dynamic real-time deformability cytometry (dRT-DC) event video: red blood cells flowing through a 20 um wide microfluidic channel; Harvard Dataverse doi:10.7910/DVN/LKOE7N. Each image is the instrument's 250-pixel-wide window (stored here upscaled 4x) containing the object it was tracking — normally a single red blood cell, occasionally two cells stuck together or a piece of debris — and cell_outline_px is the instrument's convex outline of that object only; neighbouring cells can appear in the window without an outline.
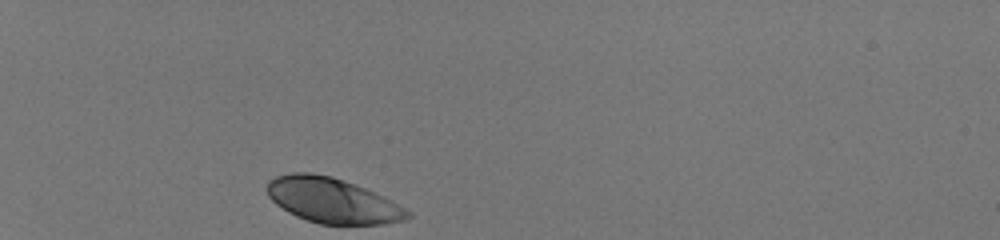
{"species": "human", "species_latin": "Homo sapiens", "temperature_condition": "room temperature", "stored_images_in_passage": 30, "camera_frame_rate_fps": 3000, "um_per_image_px": 0.085, "donor": {"sex": "male"}, "frame": {"image": 1, "passage_image": 1, "time_ms": 0.0, "image_size_px": [1000, 240], "cell_outline_px": [[412, 216], [404, 220], [384, 224], [320, 224], [296, 216], [288, 212], [276, 204], [268, 196], [264, 188], [268, 180], [276, 176], [292, 172], [312, 172], [332, 176], [364, 188], [384, 196], [412, 212]], "centroid_in_image_um": [28.22, 17.03], "position_along_channel_um": 56.8, "area_um2": 37.11}}
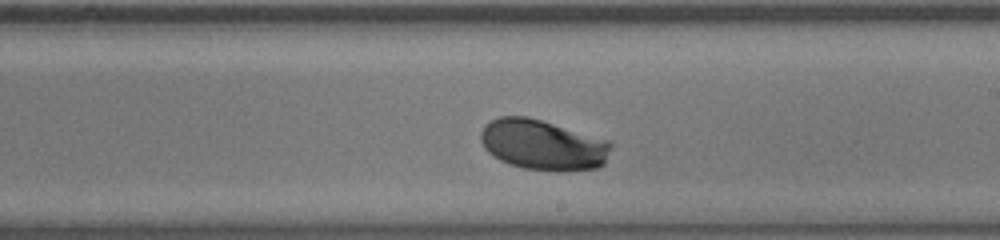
{"frame": {"image": 2, "passage_image": 18, "time_ms": 5.667, "image_size_px": [1000, 240], "cell_outline_px": [[612, 144], [604, 164], [600, 168], [560, 172], [556, 172], [524, 168], [500, 160], [488, 152], [484, 148], [480, 140], [480, 132], [484, 124], [500, 116], [528, 116], [612, 140]], "centroid_in_image_um": [46.17, 12.31], "position_along_channel_um": 242.8, "area_um2": 38.84}}
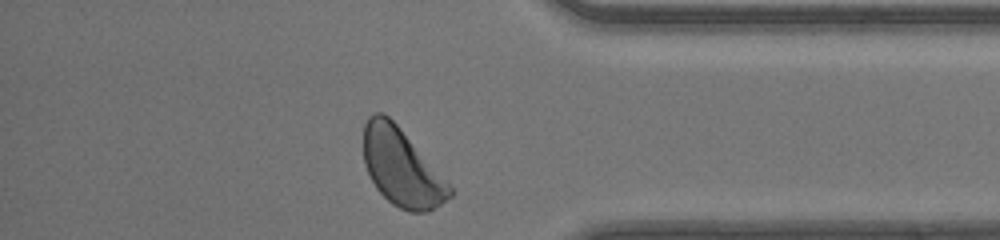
{"frame": {"image": 3, "passage_image": 30, "time_ms": 9.667, "image_size_px": [1000, 240], "cell_outline_px": [[456, 192], [452, 196], [428, 212], [408, 212], [392, 204], [376, 188], [364, 164], [364, 124], [368, 116], [376, 112], [384, 112], [396, 124], [448, 180]], "centroid_in_image_um": [34.16, 14.25], "position_along_channel_um": 401.0, "area_um2": 38.96}, "authors_computed_cell_mechanics": {"area_um2": 37.6278, "velocity_mm_per_s": 4.103, "shape_relaxation_time_tau1_ms": 1.4162, "shape_relaxation_time_tau2_ms": null, "deformation_change_tau1": 0.1195, "deformation_change_tau2": null}}